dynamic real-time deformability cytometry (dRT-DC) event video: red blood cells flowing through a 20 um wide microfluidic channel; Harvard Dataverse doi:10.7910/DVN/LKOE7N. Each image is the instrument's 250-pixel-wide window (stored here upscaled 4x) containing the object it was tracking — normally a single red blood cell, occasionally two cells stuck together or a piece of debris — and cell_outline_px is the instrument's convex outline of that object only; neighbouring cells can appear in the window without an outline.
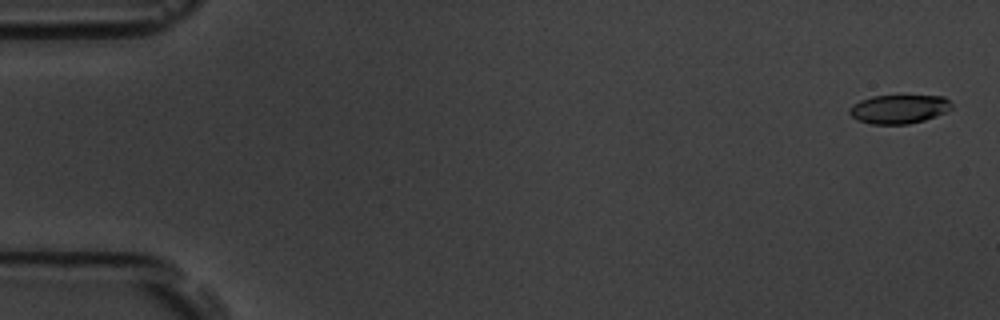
{"species": "common noctule bat (a hibernating species)", "species_latin": "Nyctalus noctula", "temperature_condition": "room temperature", "stored_images_in_passage": 4, "camera_frame_rate_fps": 3000, "um_per_image_px": 0.085, "animal": {"sex": "male", "body_mass_g": 19.5, "forearm_length_mm": 54.6}, "frame": {"image": 1, "passage_image": 1, "time_ms": 0.0, "image_size_px": [1000, 320], "cell_outline_px": [[952, 108], [936, 116], [924, 120], [908, 124], [872, 124], [860, 120], [852, 116], [848, 112], [848, 108], [852, 104], [860, 100], [872, 96], [944, 96], [952, 104]], "centroid_in_image_um": [76.39, 9.27], "position_along_channel_um": 8.6, "area_um2": 17.05}}
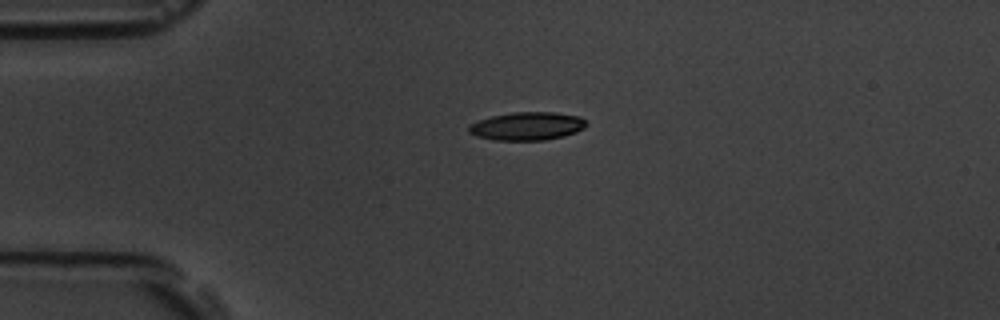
{"frame": {"image": 2, "passage_image": 4, "time_ms": 4.0, "image_size_px": [1000, 320], "cell_outline_px": [[588, 124], [584, 128], [576, 132], [564, 136], [544, 140], [496, 140], [476, 136], [468, 132], [468, 124], [492, 116], [512, 112], [556, 112], [580, 116]], "centroid_in_image_um": [44.81, 10.72], "position_along_channel_um": 40.2, "area_um2": 19.36}}